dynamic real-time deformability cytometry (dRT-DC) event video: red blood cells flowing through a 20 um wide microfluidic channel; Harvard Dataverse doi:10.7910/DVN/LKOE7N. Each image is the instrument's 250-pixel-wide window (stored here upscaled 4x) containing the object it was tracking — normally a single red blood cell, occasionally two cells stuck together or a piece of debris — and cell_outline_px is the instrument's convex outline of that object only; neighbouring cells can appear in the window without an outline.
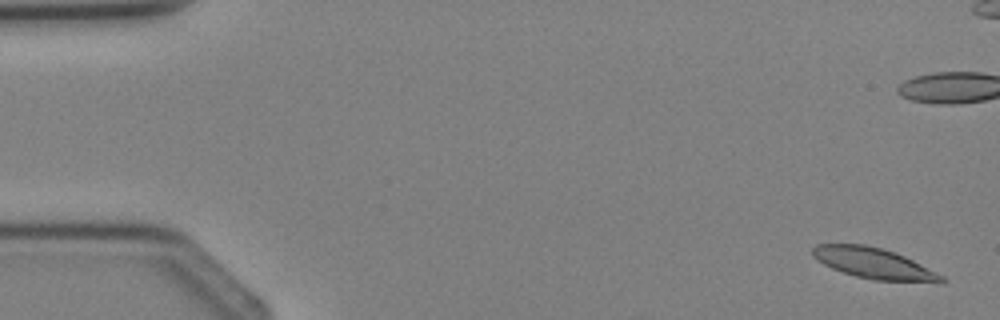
{"species": "Egyptian fruit bat (a non-hibernating species)", "species_latin": "Rousettus aegyptiacus", "temperature_condition": "cold", "stored_images_in_passage": 6, "camera_frame_rate_fps": 3000, "um_per_image_px": 0.085, "animal": {"sex": "female"}, "frame": {"image": 1, "passage_image": 1, "time_ms": 0.0, "image_size_px": [1000, 320], "cell_outline_px": [[948, 280], [944, 284], [940, 284], [872, 280], [856, 276], [832, 268], [816, 260], [812, 256], [812, 248], [816, 244], [864, 244], [880, 248], [904, 256], [944, 276]], "centroid_in_image_um": [74.34, 22.42], "position_along_channel_um": 10.7, "area_um2": 23.41}}
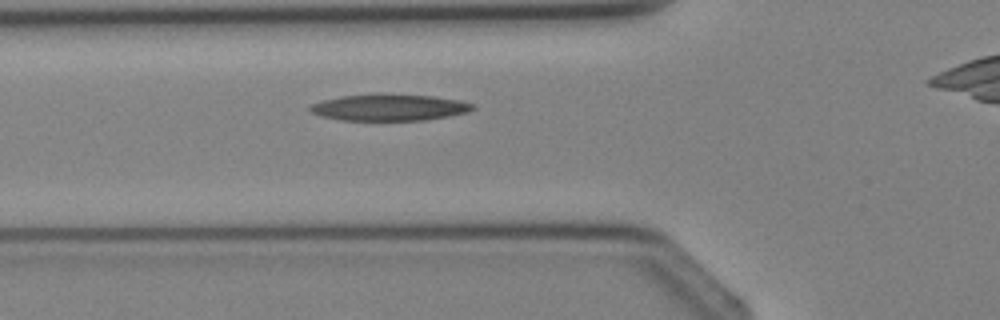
{"frame": {"image": 2, "passage_image": 5, "time_ms": 5.667, "image_size_px": [1000, 320], "cell_outline_px": [[476, 108], [468, 112], [448, 116], [424, 120], [340, 120], [320, 116], [312, 112], [308, 108], [312, 104], [324, 100], [340, 96], [432, 96], [460, 100], [476, 104]], "centroid_in_image_um": [33.14, 9.17], "position_along_channel_um": 92.7, "area_um2": 24.28}}